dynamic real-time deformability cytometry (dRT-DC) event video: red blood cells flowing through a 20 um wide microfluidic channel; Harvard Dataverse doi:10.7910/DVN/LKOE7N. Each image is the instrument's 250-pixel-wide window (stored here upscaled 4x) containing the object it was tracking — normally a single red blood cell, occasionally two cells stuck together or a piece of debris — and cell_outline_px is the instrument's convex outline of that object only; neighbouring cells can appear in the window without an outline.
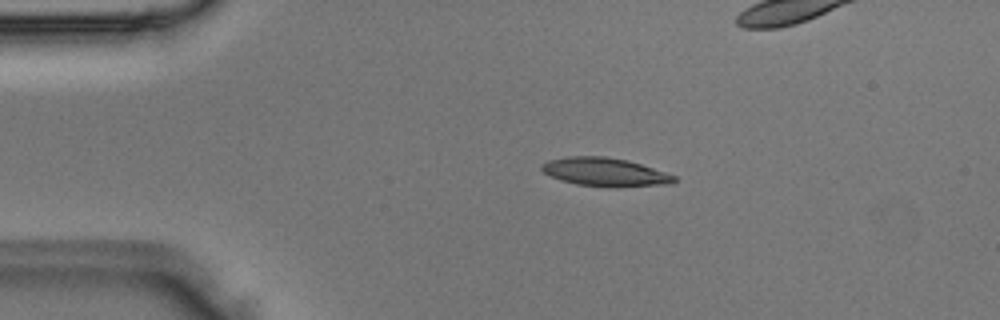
{"species": "Egyptian fruit bat (a non-hibernating species)", "species_latin": "Rousettus aegyptiacus", "temperature_condition": "room temperature", "stored_images_in_passage": 5, "camera_frame_rate_fps": 3000, "um_per_image_px": 0.085, "animal": {"sex": "male"}, "frame": {"image": 1, "passage_image": 2, "time_ms": 0.333, "image_size_px": [1000, 320], "cell_outline_px": [[676, 180], [668, 184], [616, 188], [608, 188], [576, 184], [560, 180], [544, 172], [540, 168], [540, 164], [548, 160], [568, 156], [604, 156], [628, 160], [676, 176]], "centroid_in_image_um": [51.39, 14.63], "position_along_channel_um": 33.6, "area_um2": 22.14}}